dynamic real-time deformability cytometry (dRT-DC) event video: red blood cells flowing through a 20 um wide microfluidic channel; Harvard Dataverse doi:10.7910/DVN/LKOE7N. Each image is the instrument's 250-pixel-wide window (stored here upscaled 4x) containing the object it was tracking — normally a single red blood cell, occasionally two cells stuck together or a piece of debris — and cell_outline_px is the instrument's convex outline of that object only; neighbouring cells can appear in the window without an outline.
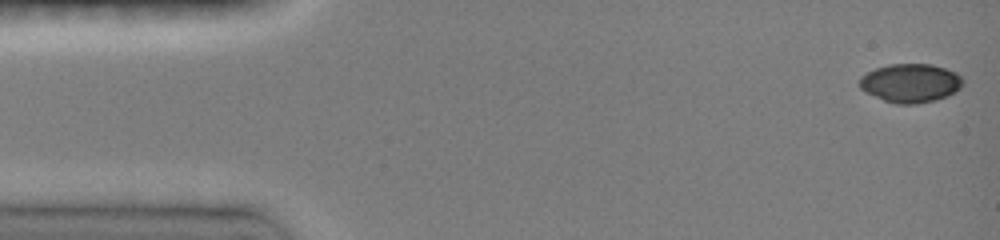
{"species": "common noctule bat (a hibernating species)", "species_latin": "Nyctalus noctula", "temperature_condition": "room temperature", "stored_images_in_passage": 46, "camera_frame_rate_fps": 3000, "um_per_image_px": 0.085, "animal": {"sex": "female", "body_mass_g": 19.0, "forearm_length_mm": 51.5}, "frame": {"image": 1, "passage_image": 1, "time_ms": 0.0, "image_size_px": [1000, 240], "cell_outline_px": [[964, 84], [960, 88], [948, 96], [936, 100], [916, 104], [896, 104], [884, 100], [860, 88], [860, 76], [876, 68], [888, 64], [932, 64], [956, 72], [964, 80]], "centroid_in_image_um": [77.43, 7.06], "position_along_channel_um": 7.6, "area_um2": 23.29}}
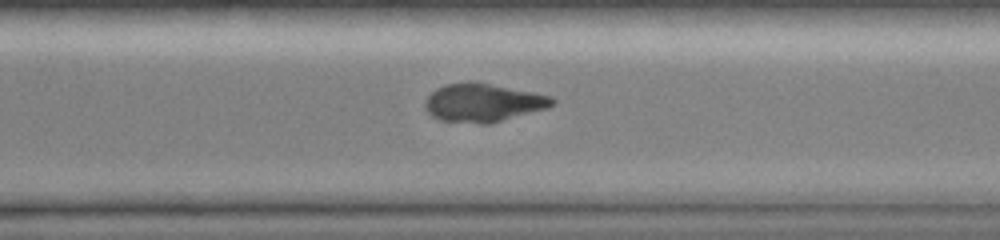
{"frame": {"image": 2, "passage_image": 33, "time_ms": 10.667, "image_size_px": [1000, 240], "cell_outline_px": [[556, 104], [548, 108], [488, 124], [480, 124], [440, 120], [432, 116], [428, 112], [424, 104], [424, 100], [436, 88], [444, 84], [468, 80], [532, 92], [552, 96], [556, 100]], "centroid_in_image_um": [41.05, 8.72], "position_along_channel_um": 329.6, "area_um2": 28.55}}
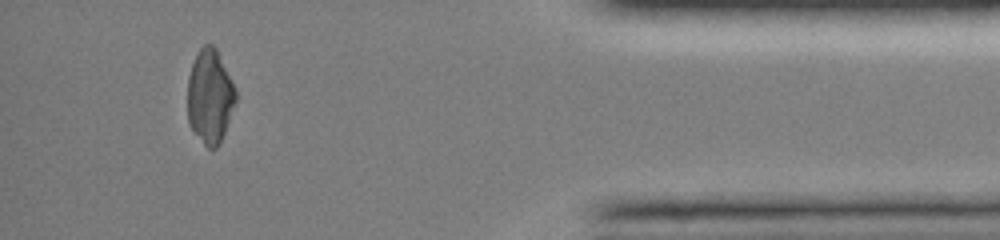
{"frame": {"image": 3, "passage_image": 42, "time_ms": 13.667, "image_size_px": [1000, 240], "cell_outline_px": [[236, 100], [220, 144], [216, 148], [208, 148], [204, 144], [188, 124], [188, 76], [196, 52], [204, 44], [212, 44], [216, 48], [236, 88]], "centroid_in_image_um": [17.84, 8.18], "position_along_channel_um": 417.4, "area_um2": 26.41}, "authors_computed_cell_mechanics": {"area_um2": 27.5128, "velocity_mm_per_s": 4.1384, "shape_relaxation_time_tau1_ms": 6.1546, "shape_relaxation_time_tau2_ms": 2.6478, "deformation_change_tau1": 0.225, "deformation_change_tau2": 0.058}}